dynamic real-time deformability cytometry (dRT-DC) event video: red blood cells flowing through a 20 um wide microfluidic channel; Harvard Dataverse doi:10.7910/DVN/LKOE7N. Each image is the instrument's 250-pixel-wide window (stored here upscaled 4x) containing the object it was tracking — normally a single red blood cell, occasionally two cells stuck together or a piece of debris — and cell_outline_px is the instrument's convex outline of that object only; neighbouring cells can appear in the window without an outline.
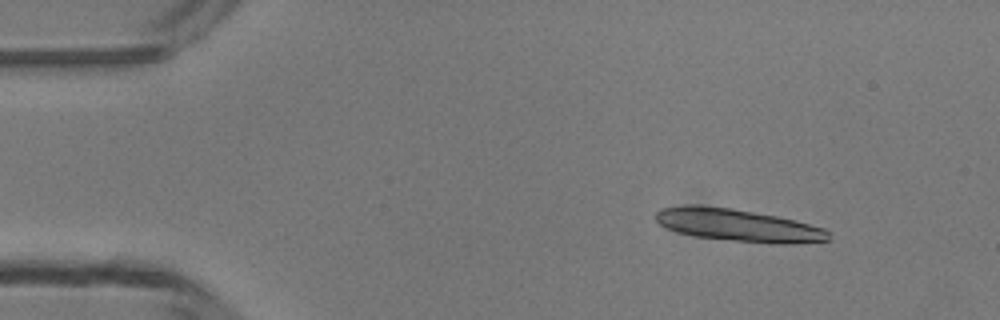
{"species": "common noctule bat (a hibernating species)", "species_latin": "Nyctalus noctula", "temperature_condition": "room temperature", "stored_images_in_passage": 12, "camera_frame_rate_fps": 3000, "um_per_image_px": 0.085, "animal": {"sex": "male", "body_mass_g": 13.3}, "frame": {"image": 1, "passage_image": 6, "time_ms": 1.667, "image_size_px": [1000, 320], "cell_outline_px": [[832, 240], [796, 244], [772, 244], [696, 236], [676, 232], [660, 224], [652, 216], [660, 208], [696, 204], [732, 208], [776, 216], [824, 228], [832, 232]], "centroid_in_image_um": [62.77, 19.15], "position_along_channel_um": 22.2, "area_um2": 32.83}}